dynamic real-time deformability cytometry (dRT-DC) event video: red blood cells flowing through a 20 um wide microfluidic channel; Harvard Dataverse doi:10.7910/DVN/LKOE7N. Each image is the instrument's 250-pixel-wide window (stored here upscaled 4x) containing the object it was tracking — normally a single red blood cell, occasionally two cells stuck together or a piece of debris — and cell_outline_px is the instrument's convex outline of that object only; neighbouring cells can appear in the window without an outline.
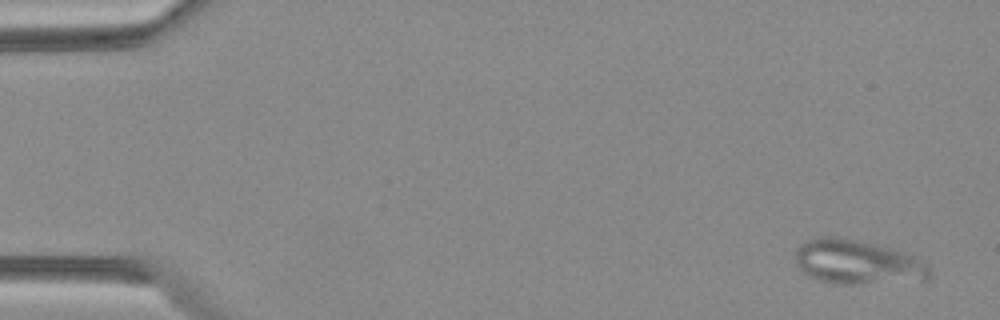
{"species": "Egyptian fruit bat (a non-hibernating species)", "species_latin": "Rousettus aegyptiacus", "temperature_condition": "warm", "stored_images_in_passage": 5, "camera_frame_rate_fps": 3000, "um_per_image_px": 0.085, "animal": {"sex": "female"}, "frame": {"image": 1, "passage_image": 1, "time_ms": 0.0, "image_size_px": [1000, 320], "cell_outline_px": [[932, 276], [928, 280], [852, 284], [836, 284], [820, 280], [808, 276], [796, 264], [796, 248], [800, 244], [808, 240], [820, 236], [836, 236], [876, 244], [892, 248], [904, 252], [920, 260], [932, 272]], "centroid_in_image_um": [72.87, 22.28], "position_along_channel_um": 12.1, "area_um2": 34.68}}